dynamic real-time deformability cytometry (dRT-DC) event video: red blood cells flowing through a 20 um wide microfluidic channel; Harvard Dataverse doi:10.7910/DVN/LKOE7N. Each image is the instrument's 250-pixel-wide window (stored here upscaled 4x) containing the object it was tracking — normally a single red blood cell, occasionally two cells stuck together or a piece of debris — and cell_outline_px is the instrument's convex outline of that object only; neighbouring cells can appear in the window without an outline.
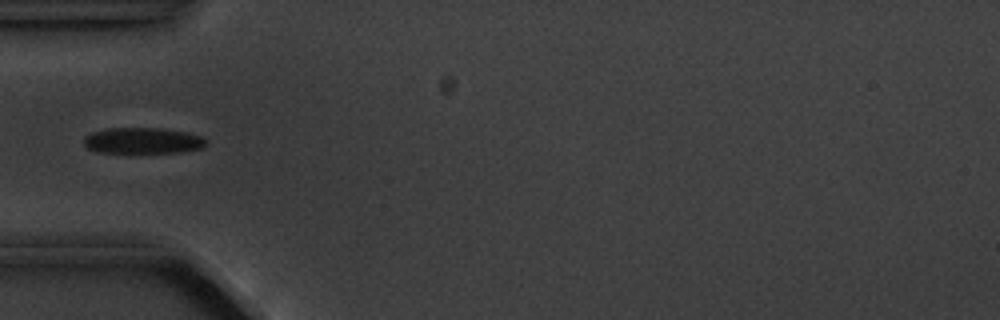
{"species": "common noctule bat (a hibernating species)", "species_latin": "Nyctalus noctula", "temperature_condition": "cold", "stored_images_in_passage": 7, "camera_frame_rate_fps": 3000, "um_per_image_px": 0.085, "animal": {"sex": "male", "body_mass_g": 20.1, "forearm_length_mm": 53.5}, "frame": {"image": 1, "passage_image": 4, "time_ms": 3.667, "image_size_px": [1000, 320], "cell_outline_px": [[204, 144], [200, 148], [180, 152], [132, 156], [96, 152], [88, 148], [84, 144], [84, 136], [92, 132], [108, 128], [156, 128], [184, 132], [200, 136], [204, 140]], "centroid_in_image_um": [12.02, 12.02], "position_along_channel_um": 73.0, "area_um2": 19.31}}